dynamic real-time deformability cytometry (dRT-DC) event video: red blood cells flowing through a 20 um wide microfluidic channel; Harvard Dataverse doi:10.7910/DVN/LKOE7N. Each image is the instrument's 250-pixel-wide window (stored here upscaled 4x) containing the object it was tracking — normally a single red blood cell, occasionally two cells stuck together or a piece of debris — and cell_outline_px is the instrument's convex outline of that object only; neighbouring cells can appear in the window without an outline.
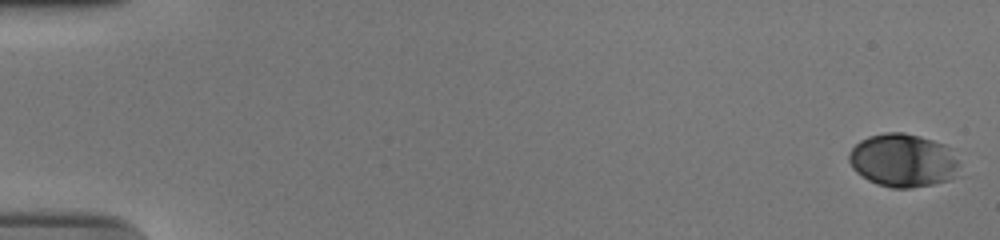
{"species": "human", "species_latin": "Homo sapiens", "temperature_condition": "cold", "stored_images_in_passage": 56, "camera_frame_rate_fps": 3000, "um_per_image_px": 0.085, "donor": {"sex": "male"}, "frame": {"image": 1, "passage_image": 1, "time_ms": 0.0, "image_size_px": [1000, 240], "cell_outline_px": [[956, 164], [948, 180], [932, 184], [908, 188], [892, 188], [876, 184], [868, 180], [856, 172], [852, 168], [848, 160], [848, 152], [860, 140], [868, 136], [884, 132], [904, 132], [920, 136], [944, 144], [948, 148], [956, 160]], "centroid_in_image_um": [76.64, 13.61], "position_along_channel_um": 8.4, "area_um2": 33.81}}
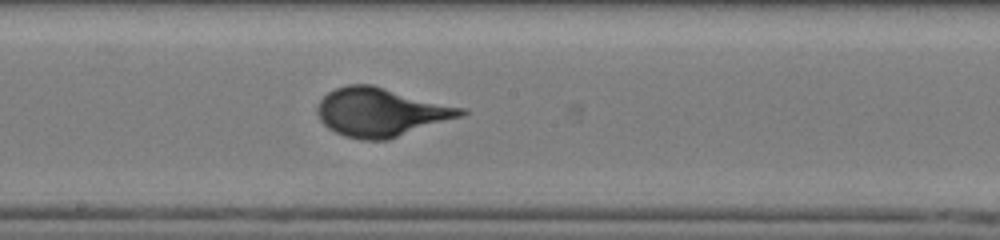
{"frame": {"image": 2, "passage_image": 32, "time_ms": 10.333, "image_size_px": [1000, 240], "cell_outline_px": [[468, 112], [464, 116], [388, 140], [360, 140], [344, 136], [328, 128], [320, 120], [316, 112], [316, 108], [320, 100], [328, 92], [336, 88], [348, 84], [372, 84], [464, 108]], "centroid_in_image_um": [32.38, 9.54], "position_along_channel_um": 215.8, "area_um2": 40.86}}
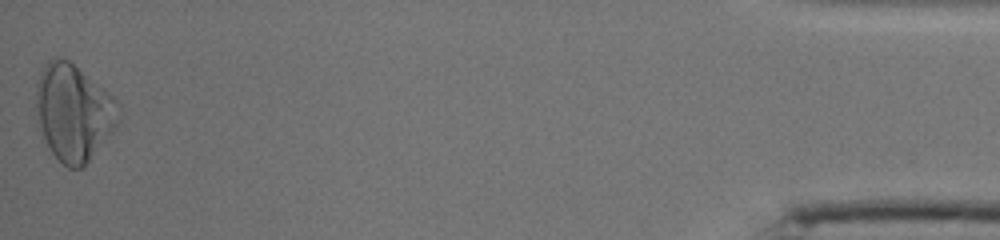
{"frame": {"image": 3, "passage_image": 56, "time_ms": 18.333, "image_size_px": [1000, 240], "cell_outline_px": [[120, 120], [116, 128], [88, 160], [80, 168], [68, 168], [44, 148], [36, 128], [36, 84], [40, 72], [48, 60], [56, 56], [68, 60], [108, 92], [120, 104]], "centroid_in_image_um": [6.19, 9.59], "position_along_channel_um": 429.0, "area_um2": 47.22}}